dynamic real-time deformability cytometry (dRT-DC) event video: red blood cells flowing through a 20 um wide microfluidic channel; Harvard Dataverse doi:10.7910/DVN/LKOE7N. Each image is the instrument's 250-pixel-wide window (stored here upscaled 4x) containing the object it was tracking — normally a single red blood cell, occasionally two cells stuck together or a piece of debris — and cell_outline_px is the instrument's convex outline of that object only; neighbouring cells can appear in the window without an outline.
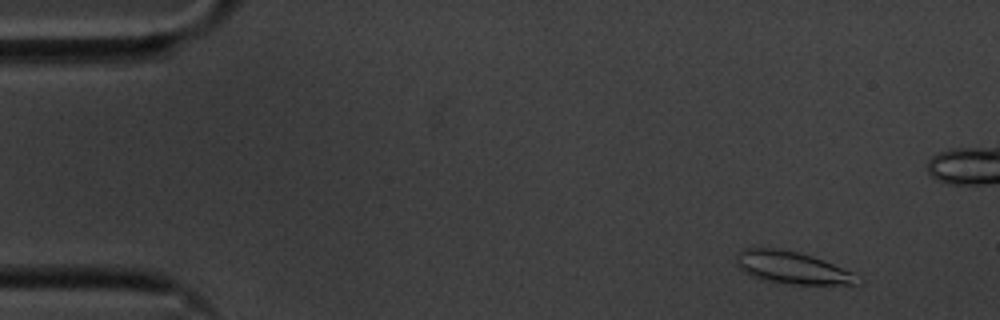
{"species": "common noctule bat (a hibernating species)", "species_latin": "Nyctalus noctula", "temperature_condition": "cold", "stored_images_in_passage": 57, "camera_frame_rate_fps": 3000, "um_per_image_px": 0.085, "animal": {"sex": "male", "body_mass_g": 20.1, "forearm_length_mm": 53.5}, "frame": {"image": 1, "passage_image": 5, "time_ms": 1.333, "image_size_px": [1000, 320], "cell_outline_px": [[864, 280], [860, 284], [792, 284], [764, 280], [752, 276], [744, 272], [736, 264], [736, 252], [744, 248], [776, 248], [800, 252], [824, 260], [856, 272]], "centroid_in_image_um": [67.39, 22.75], "position_along_channel_um": 17.6, "area_um2": 23.18}}
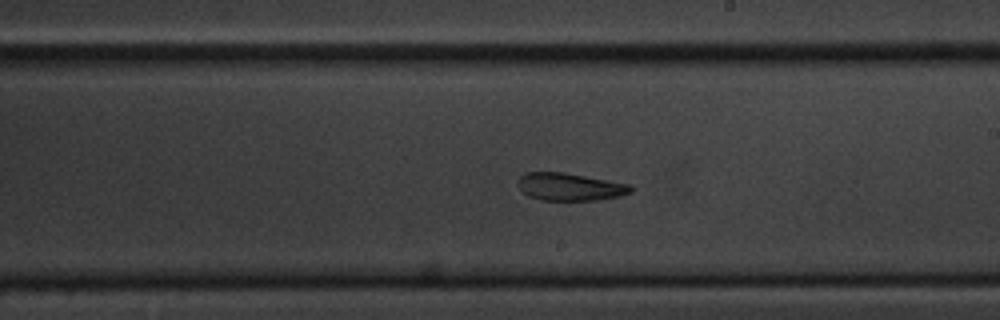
{"frame": {"image": 2, "passage_image": 32, "time_ms": 10.333, "image_size_px": [1000, 320], "cell_outline_px": [[632, 192], [620, 196], [600, 200], [540, 200], [528, 196], [516, 184], [516, 180], [524, 172], [564, 172], [632, 184]], "centroid_in_image_um": [48.44, 15.87], "position_along_channel_um": 240.6, "area_um2": 18.44}}
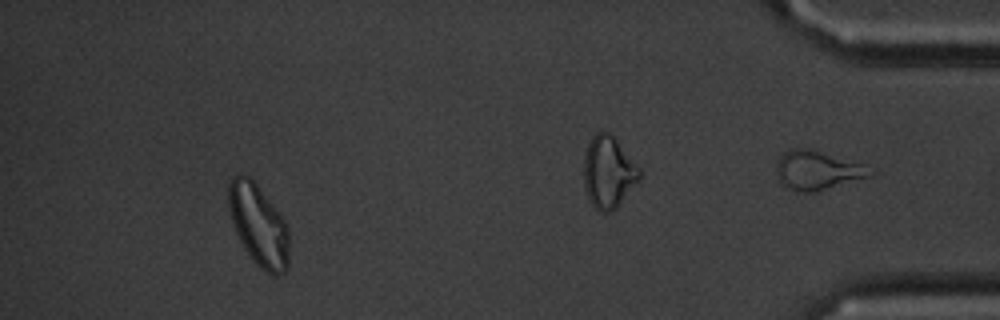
{"frame": {"image": 3, "passage_image": 52, "time_ms": 17.0, "image_size_px": [1000, 320], "cell_outline_px": [[288, 268], [280, 276], [272, 276], [260, 268], [252, 260], [244, 248], [236, 232], [228, 208], [228, 184], [232, 176], [240, 172], [244, 172], [256, 184], [280, 212], [288, 228]], "centroid_in_image_um": [21.97, 19.13], "position_along_channel_um": 413.2, "area_um2": 29.07}, "authors_computed_cell_mechanics": {"area_um2": 20.6346, "velocity_mm_per_s": 3.5296, "shape_relaxation_time_tau1_ms": 9.8965, "shape_relaxation_time_tau2_ms": 10.3099, "deformation_change_tau1": 0.1843, "deformation_change_tau2": 0.2041}}